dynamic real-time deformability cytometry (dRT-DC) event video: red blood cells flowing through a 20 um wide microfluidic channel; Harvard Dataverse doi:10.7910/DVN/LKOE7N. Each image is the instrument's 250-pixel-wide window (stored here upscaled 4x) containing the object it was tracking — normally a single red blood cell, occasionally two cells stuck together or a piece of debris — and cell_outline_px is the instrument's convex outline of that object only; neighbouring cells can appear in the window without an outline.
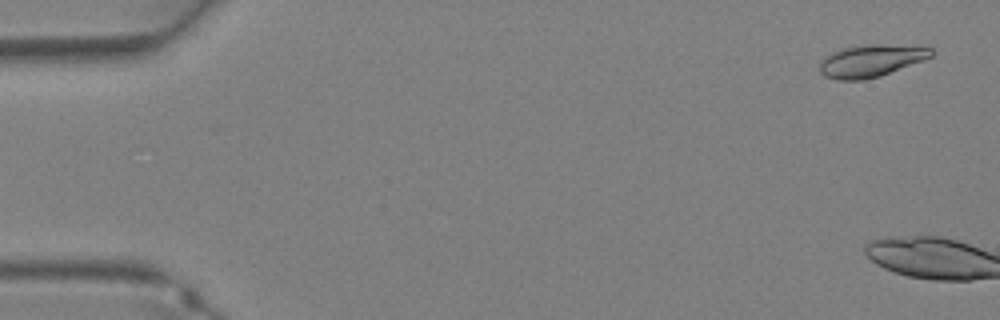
{"species": "Egyptian fruit bat (a non-hibernating species)", "species_latin": "Rousettus aegyptiacus", "temperature_condition": "warm", "stored_images_in_passage": 4, "camera_frame_rate_fps": 3000, "um_per_image_px": 0.085, "animal": {"sex": "female"}, "frame": {"image": 1, "passage_image": 2, "time_ms": 0.333, "image_size_px": [1000, 320], "cell_outline_px": [[932, 56], [924, 60], [880, 76], [864, 80], [840, 80], [824, 76], [820, 72], [820, 60], [832, 52], [840, 48], [868, 44], [880, 44], [932, 48]], "centroid_in_image_um": [73.99, 5.17], "position_along_channel_um": 11.0, "area_um2": 20.87}}